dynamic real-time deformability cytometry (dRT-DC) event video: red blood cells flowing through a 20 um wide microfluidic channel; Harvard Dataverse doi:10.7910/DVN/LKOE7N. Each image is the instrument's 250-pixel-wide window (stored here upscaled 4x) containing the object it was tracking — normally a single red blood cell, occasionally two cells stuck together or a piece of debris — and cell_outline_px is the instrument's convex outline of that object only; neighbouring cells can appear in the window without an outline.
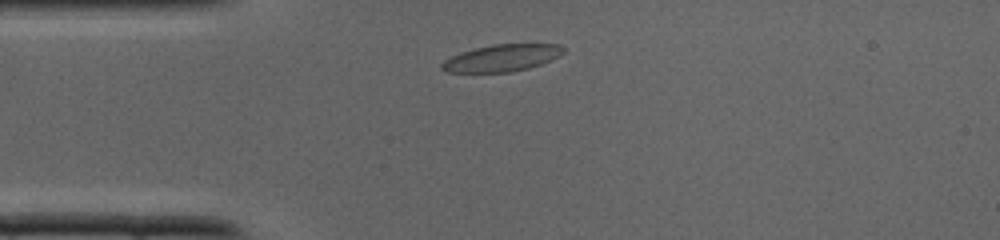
{"species": "common noctule bat (a hibernating species)", "species_latin": "Nyctalus noctula", "temperature_condition": "cold", "stored_images_in_passage": 31, "camera_frame_rate_fps": 3000, "um_per_image_px": 0.085, "animal": {"sex": "male", "body_mass_g": 19.0, "forearm_length_mm": 50.8}, "frame": {"image": 1, "passage_image": 3, "time_ms": 0.667, "image_size_px": [1000, 240], "cell_outline_px": [[564, 52], [560, 56], [552, 60], [528, 68], [512, 72], [448, 72], [440, 68], [440, 64], [444, 60], [460, 52], [492, 44], [560, 44], [564, 48]], "centroid_in_image_um": [42.66, 4.92], "position_along_channel_um": 42.3, "area_um2": 19.13}}
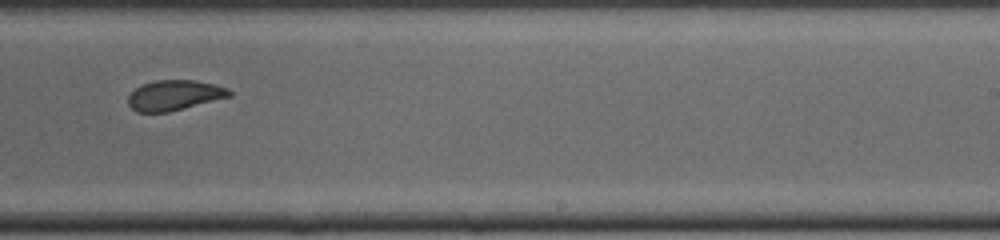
{"frame": {"image": 2, "passage_image": 17, "time_ms": 5.333, "image_size_px": [1000, 240], "cell_outline_px": [[232, 96], [168, 112], [136, 112], [128, 104], [128, 96], [140, 84], [156, 80], [196, 80], [216, 84], [228, 88], [232, 92]], "centroid_in_image_um": [14.83, 8.08], "position_along_channel_um": 274.2, "area_um2": 17.92}}
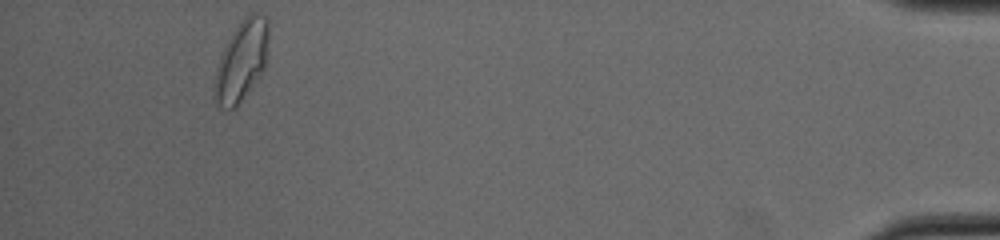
{"frame": {"image": 3, "passage_image": 29, "time_ms": 9.333, "image_size_px": [1000, 240], "cell_outline_px": [[268, 36], [264, 68], [260, 76], [240, 100], [232, 108], [220, 108], [212, 96], [216, 68], [220, 56], [232, 32], [252, 12], [256, 12], [264, 16], [268, 20]], "centroid_in_image_um": [20.5, 5.18], "position_along_channel_um": 414.7, "area_um2": 24.74}}